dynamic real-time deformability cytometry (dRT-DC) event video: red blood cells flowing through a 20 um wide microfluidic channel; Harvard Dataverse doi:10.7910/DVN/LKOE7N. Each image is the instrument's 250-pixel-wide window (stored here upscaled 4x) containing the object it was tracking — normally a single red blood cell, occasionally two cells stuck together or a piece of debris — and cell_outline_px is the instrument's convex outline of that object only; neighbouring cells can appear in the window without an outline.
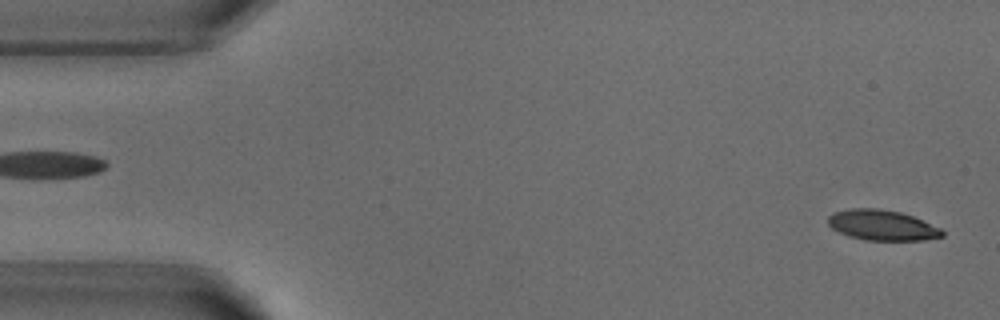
{"species": "common noctule bat (a hibernating species)", "species_latin": "Nyctalus noctula", "temperature_condition": "warm", "stored_images_in_passage": 3, "segment_of_instrument_passage": [2, 2], "camera_frame_rate_fps": 3000, "um_per_image_px": 0.085, "animal": {"sex": "male", "body_mass_g": 18.8}, "frame": {"image": 1, "passage_image": 3, "time_ms": 3.333, "image_size_px": [1000, 320], "cell_outline_px": [[944, 236], [924, 240], [864, 240], [848, 236], [832, 228], [828, 224], [828, 216], [832, 212], [848, 208], [880, 208], [900, 212], [912, 216], [940, 228], [944, 232]], "centroid_in_image_um": [74.94, 19.13], "position_along_channel_um": 10.1, "area_um2": 20.29}}